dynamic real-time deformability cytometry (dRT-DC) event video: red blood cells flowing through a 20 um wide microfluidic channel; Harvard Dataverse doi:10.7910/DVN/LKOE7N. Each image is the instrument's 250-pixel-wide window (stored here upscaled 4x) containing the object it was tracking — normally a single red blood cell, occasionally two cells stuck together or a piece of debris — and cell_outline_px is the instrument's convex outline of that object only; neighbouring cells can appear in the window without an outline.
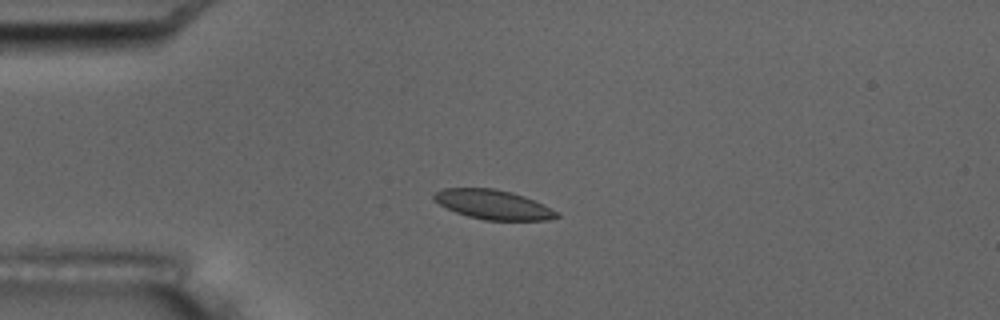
{"species": "common noctule bat (a hibernating species)", "species_latin": "Nyctalus noctula", "temperature_condition": "room temperature", "stored_images_in_passage": 4, "camera_frame_rate_fps": 3000, "um_per_image_px": 0.085, "animal": {"sex": "male", "body_mass_g": 17.5, "forearm_length_mm": 52.3}, "frame": {"image": 1, "passage_image": 3, "time_ms": 3.333, "image_size_px": [1000, 320], "cell_outline_px": [[560, 216], [548, 220], [484, 220], [468, 216], [456, 212], [432, 200], [432, 196], [436, 192], [444, 188], [496, 188], [512, 192], [524, 196], [544, 204], [560, 212]], "centroid_in_image_um": [41.95, 17.38], "position_along_channel_um": 43.0, "area_um2": 21.15}}